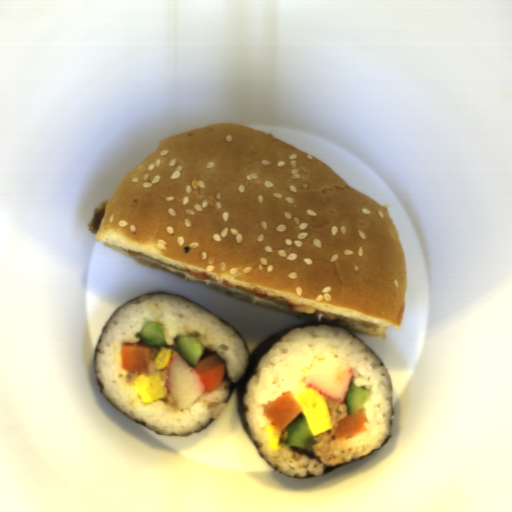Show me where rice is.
Listing matches in <instances>:
<instances>
[{
  "mask_svg": "<svg viewBox=\"0 0 512 512\" xmlns=\"http://www.w3.org/2000/svg\"><path fill=\"white\" fill-rule=\"evenodd\" d=\"M163 323L167 349L172 355L180 353L176 342L181 336H196L204 348L216 352L226 364L225 370L232 383L245 373L249 351L236 331L217 316L182 296L167 294L143 295L116 310L109 320L94 358L93 368L102 386V395L128 418L164 436L186 435L201 430L210 419L218 421L227 408L229 381L221 383L197 397L187 408H178L168 384V365L156 369L153 365L162 347L151 348V365L146 375L160 372L166 395L150 403L141 401L134 380L144 373L122 369L121 347L126 343L141 342L136 334L149 322Z\"/></svg>",
  "mask_w": 512,
  "mask_h": 512,
  "instance_id": "rice-2",
  "label": "rice"
},
{
  "mask_svg": "<svg viewBox=\"0 0 512 512\" xmlns=\"http://www.w3.org/2000/svg\"><path fill=\"white\" fill-rule=\"evenodd\" d=\"M339 357L355 372L353 382L367 388L370 396L361 408L364 429L346 439L333 438L337 422L348 415L345 402L324 397L332 417L333 427L314 438L313 453L323 462L308 455L293 452L285 446L287 428L283 430L281 449L273 450L267 440L265 427L272 425L262 408L283 392L297 394L307 388L302 382L315 360ZM244 419L247 430L259 455L283 476L304 479L308 475H324L331 468L356 461L381 448L390 436L393 416L391 377L382 361L372 350L342 327L329 325L292 328L278 340L257 362L254 374L245 386L243 396Z\"/></svg>",
  "mask_w": 512,
  "mask_h": 512,
  "instance_id": "rice-1",
  "label": "rice"
}]
</instances>
